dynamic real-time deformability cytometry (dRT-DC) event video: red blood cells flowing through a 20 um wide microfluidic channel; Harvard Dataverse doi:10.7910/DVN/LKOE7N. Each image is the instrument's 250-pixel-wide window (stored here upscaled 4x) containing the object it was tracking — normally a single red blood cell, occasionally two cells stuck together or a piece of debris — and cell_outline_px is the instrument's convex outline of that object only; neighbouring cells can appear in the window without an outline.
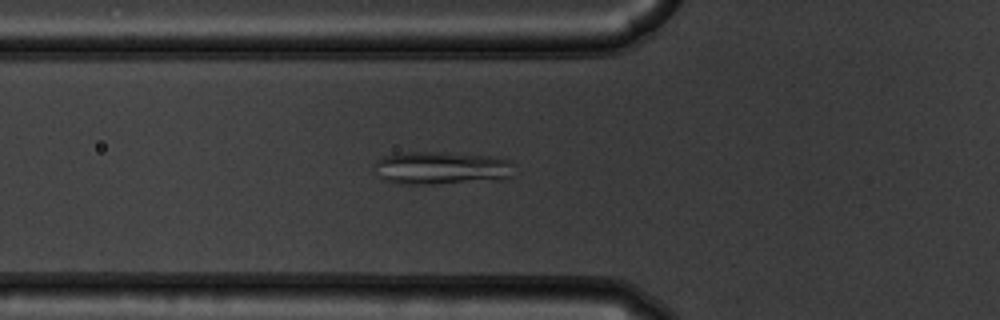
{"species": "common noctule bat (a hibernating species)", "species_latin": "Nyctalus noctula", "temperature_condition": "warm", "stored_images_in_passage": 36, "camera_frame_rate_fps": 3000, "um_per_image_px": 0.085, "animal": {"sex": "male", "body_mass_g": 19.5, "forearm_length_mm": 54.6}, "frame": {"image": 1, "passage_image": 4, "time_ms": 1.0, "image_size_px": [1000, 320], "cell_outline_px": [[512, 176], [504, 180], [436, 184], [396, 184], [384, 180], [380, 176], [376, 164], [376, 160], [384, 156], [404, 152], [444, 152], [488, 156], [508, 160], [512, 164]], "centroid_in_image_um": [37.55, 14.3], "position_along_channel_um": 88.2, "area_um2": 26.93}}
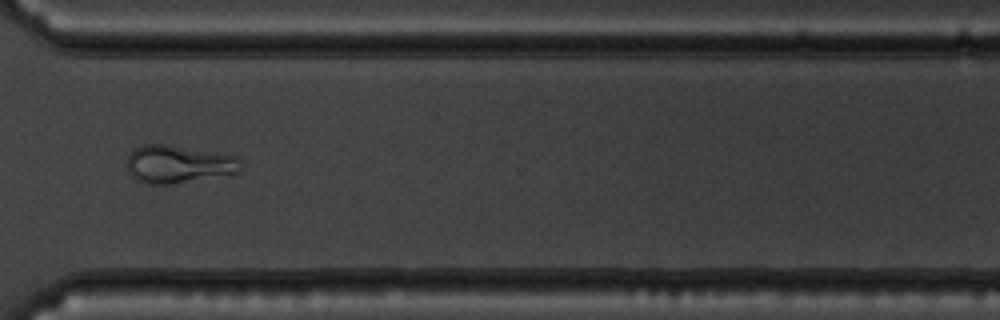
{"frame": {"image": 2, "passage_image": 25, "time_ms": 8.0, "image_size_px": [1000, 320], "cell_outline_px": [[240, 172], [236, 176], [168, 184], [148, 184], [136, 180], [132, 176], [128, 168], [128, 156], [136, 148], [144, 144], [164, 144], [236, 156], [240, 160]], "centroid_in_image_um": [15.24, 13.99], "position_along_channel_um": 355.4, "area_um2": 25.32}}
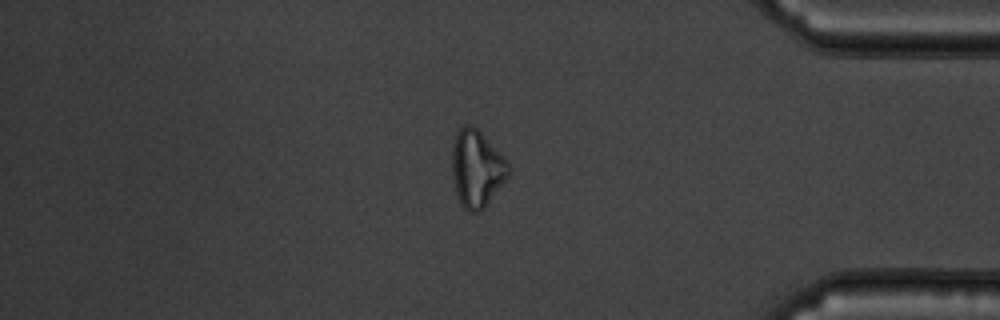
{"frame": {"image": 3, "passage_image": 30, "time_ms": 9.667, "image_size_px": [1000, 320], "cell_outline_px": [[508, 176], [484, 208], [480, 212], [468, 212], [460, 204], [456, 192], [452, 172], [452, 144], [456, 132], [464, 124], [472, 124], [508, 160]], "centroid_in_image_um": [40.5, 14.32], "position_along_channel_um": 394.7, "area_um2": 25.26}}